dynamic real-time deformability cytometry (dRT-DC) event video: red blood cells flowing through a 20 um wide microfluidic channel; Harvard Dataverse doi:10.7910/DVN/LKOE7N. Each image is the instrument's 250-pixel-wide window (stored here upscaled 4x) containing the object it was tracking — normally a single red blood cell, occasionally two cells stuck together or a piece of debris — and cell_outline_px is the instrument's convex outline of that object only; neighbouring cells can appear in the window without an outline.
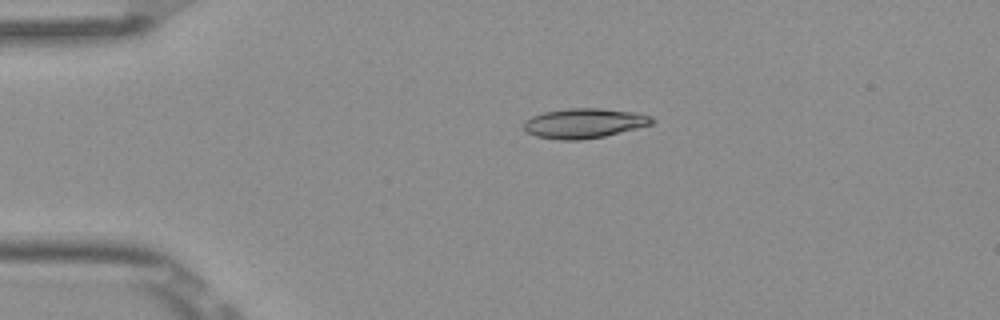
{"species": "Egyptian fruit bat (a non-hibernating species)", "species_latin": "Rousettus aegyptiacus", "temperature_condition": "room temperature", "stored_images_in_passage": 5, "camera_frame_rate_fps": 3000, "um_per_image_px": 0.085, "frame": {"image": 1, "passage_image": 4, "time_ms": 1.0, "image_size_px": [1000, 320], "cell_outline_px": [[656, 120], [652, 124], [604, 136], [580, 140], [560, 140], [536, 136], [528, 132], [524, 128], [524, 120], [532, 116], [544, 112], [568, 108], [600, 108], [636, 112], [652, 116]], "centroid_in_image_um": [49.67, 10.46], "position_along_channel_um": 35.3, "area_um2": 22.25}}